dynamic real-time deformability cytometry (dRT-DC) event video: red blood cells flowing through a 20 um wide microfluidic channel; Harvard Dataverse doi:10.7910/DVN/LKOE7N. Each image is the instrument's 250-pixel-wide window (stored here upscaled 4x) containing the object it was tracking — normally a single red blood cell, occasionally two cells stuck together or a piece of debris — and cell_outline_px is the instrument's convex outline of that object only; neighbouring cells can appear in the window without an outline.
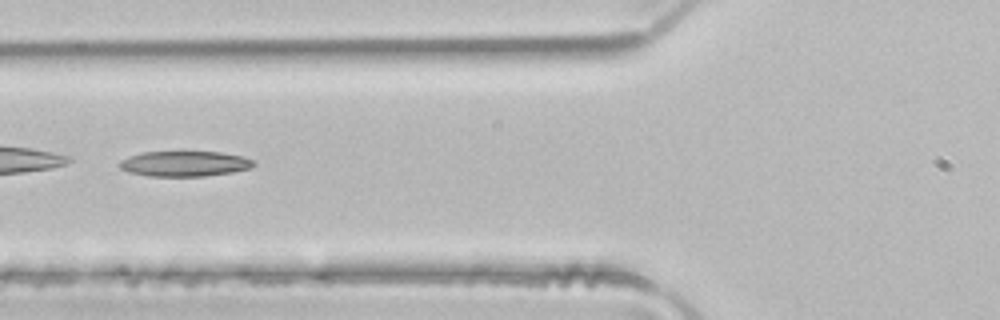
{"species": "common noctule bat (a hibernating species)", "species_latin": "Nyctalus noctula", "temperature_condition": "room temperature", "stored_images_in_passage": 4, "camera_frame_rate_fps": 3000, "um_per_image_px": 0.085, "animal": {"sex": "male", "body_mass_g": 21.5, "forearm_length_mm": 52.0}, "frame": {"image": 1, "passage_image": 4, "time_ms": 1.0, "image_size_px": [1000, 320], "cell_outline_px": [[256, 164], [252, 168], [232, 172], [204, 176], [148, 176], [128, 172], [120, 168], [116, 164], [120, 160], [128, 156], [144, 152], [220, 152], [240, 156], [252, 160]], "centroid_in_image_um": [15.64, 13.92], "position_along_channel_um": 110.2, "area_um2": 19.83}}